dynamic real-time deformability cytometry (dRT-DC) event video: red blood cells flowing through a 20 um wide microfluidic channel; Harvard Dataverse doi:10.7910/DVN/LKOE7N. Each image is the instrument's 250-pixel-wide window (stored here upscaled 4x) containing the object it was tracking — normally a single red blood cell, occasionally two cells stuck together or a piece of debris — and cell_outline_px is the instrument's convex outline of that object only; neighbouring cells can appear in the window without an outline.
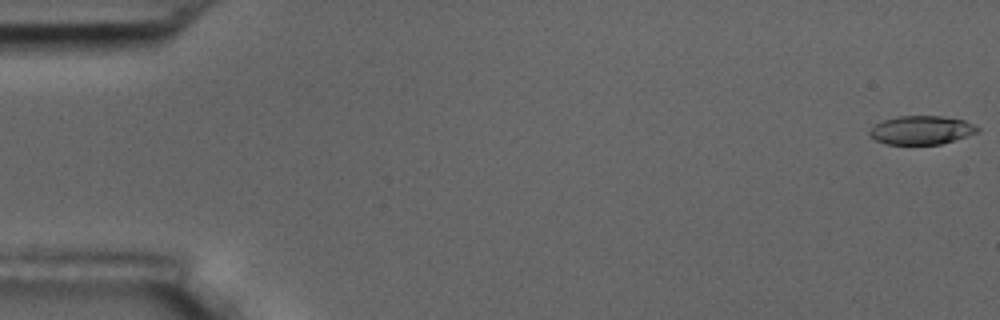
{"species": "common noctule bat (a hibernating species)", "species_latin": "Nyctalus noctula", "temperature_condition": "room temperature", "stored_images_in_passage": 6, "segment_of_instrument_passage": [1, 2], "camera_frame_rate_fps": 3000, "um_per_image_px": 0.085, "animal": {"sex": "male", "body_mass_g": 17.5, "forearm_length_mm": 52.3}, "frame": {"image": 1, "passage_image": 1, "time_ms": 0.0, "image_size_px": [1000, 320], "cell_outline_px": [[980, 128], [976, 132], [940, 144], [884, 144], [876, 140], [868, 132], [876, 124], [884, 120], [896, 116], [944, 116], [964, 120]], "centroid_in_image_um": [78.29, 11.05], "position_along_channel_um": 6.7, "area_um2": 17.69}}
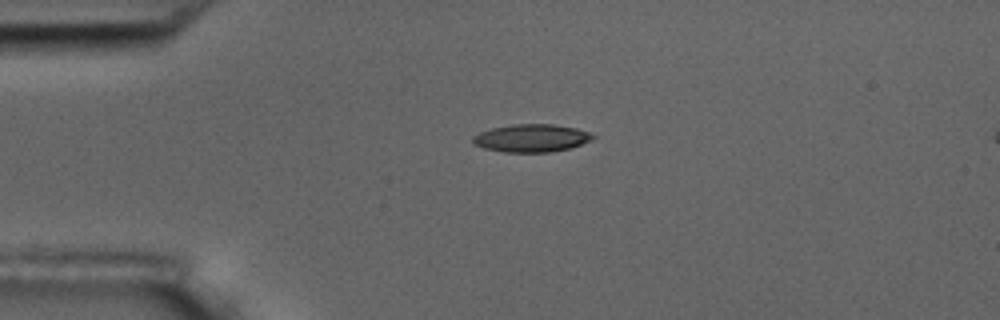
{"frame": {"image": 2, "passage_image": 4, "time_ms": 4.333, "image_size_px": [1000, 320], "cell_outline_px": [[596, 136], [592, 140], [572, 148], [552, 152], [504, 152], [484, 148], [472, 144], [472, 136], [480, 132], [492, 128], [512, 124], [552, 124], [576, 128], [588, 132]], "centroid_in_image_um": [45.17, 11.74], "position_along_channel_um": 39.8, "area_um2": 19.59}}